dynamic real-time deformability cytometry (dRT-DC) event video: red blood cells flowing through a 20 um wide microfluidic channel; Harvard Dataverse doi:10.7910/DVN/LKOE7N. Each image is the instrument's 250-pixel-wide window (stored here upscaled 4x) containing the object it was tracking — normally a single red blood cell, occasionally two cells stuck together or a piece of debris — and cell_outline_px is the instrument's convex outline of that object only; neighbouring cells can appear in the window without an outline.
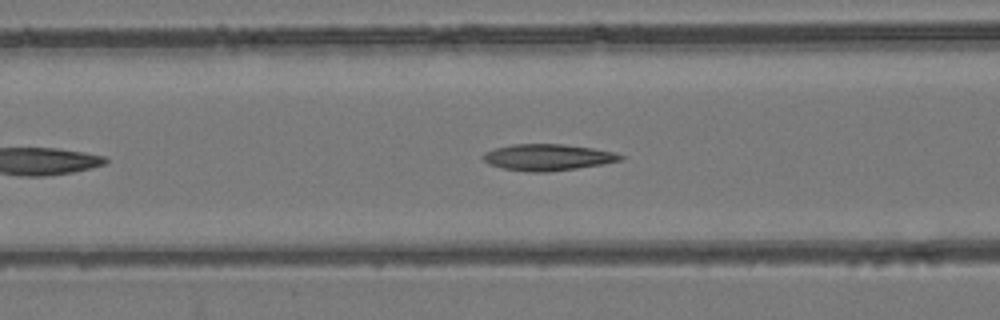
{"species": "common noctule bat (a hibernating species)", "species_latin": "Nyctalus noctula", "temperature_condition": "room temperature", "stored_images_in_passage": 17, "camera_frame_rate_fps": 3000, "um_per_image_px": 0.085, "animal": {"sex": "female", "body_mass_g": 24.6, "forearm_length_mm": 56.2}, "frame": {"image": 1, "passage_image": 10, "time_ms": 3.0, "image_size_px": [1000, 320], "cell_outline_px": [[624, 156], [620, 160], [604, 164], [548, 172], [532, 172], [504, 168], [488, 164], [480, 156], [484, 152], [496, 148], [512, 144], [564, 144], [592, 148], [616, 152]], "centroid_in_image_um": [46.55, 13.36], "position_along_channel_um": 120.1, "area_um2": 21.1}}
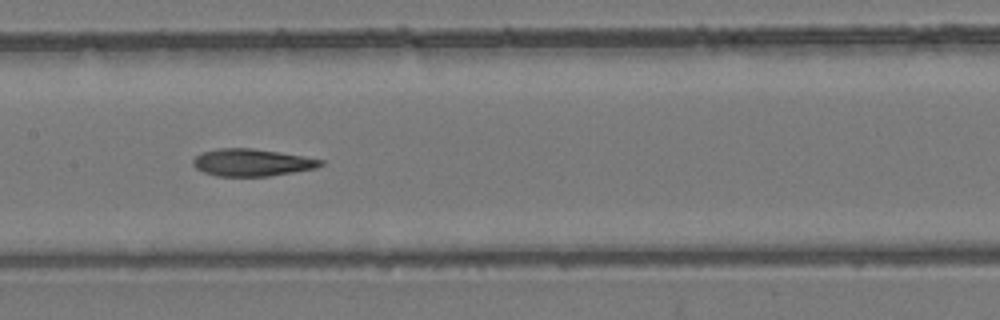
{"frame": {"image": 2, "passage_image": 15, "time_ms": 4.667, "image_size_px": [1000, 320], "cell_outline_px": [[324, 164], [316, 168], [268, 176], [216, 176], [204, 172], [196, 168], [192, 164], [192, 160], [200, 152], [220, 148], [252, 148], [280, 152], [324, 160]], "centroid_in_image_um": [21.39, 13.81], "position_along_channel_um": 186.0, "area_um2": 20.23}}